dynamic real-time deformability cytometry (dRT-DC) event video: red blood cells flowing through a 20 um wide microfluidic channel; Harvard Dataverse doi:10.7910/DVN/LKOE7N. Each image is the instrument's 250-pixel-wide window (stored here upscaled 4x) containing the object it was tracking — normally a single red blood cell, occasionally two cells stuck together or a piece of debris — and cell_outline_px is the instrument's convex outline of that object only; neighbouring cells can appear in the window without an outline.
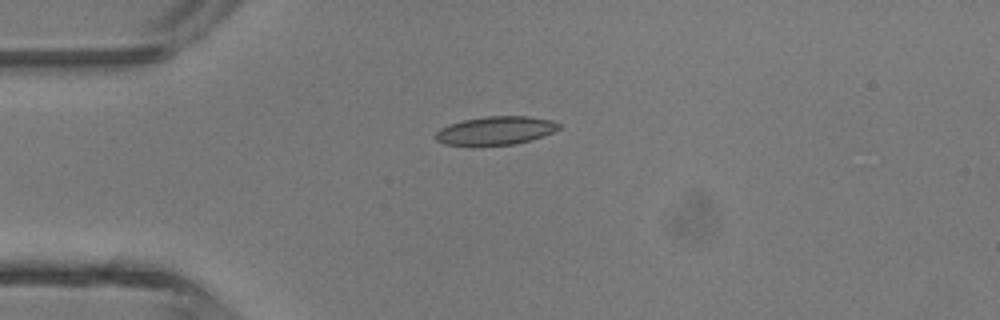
{"species": "common noctule bat (a hibernating species)", "species_latin": "Nyctalus noctula", "temperature_condition": "room temperature", "stored_images_in_passage": 30, "camera_frame_rate_fps": 3000, "um_per_image_px": 0.085, "animal": {"sex": "male", "body_mass_g": 13.3}, "frame": {"image": 1, "passage_image": 1, "time_ms": 0.0, "image_size_px": [1000, 320], "cell_outline_px": [[560, 128], [552, 132], [528, 140], [512, 144], [480, 148], [472, 148], [444, 144], [436, 140], [436, 132], [440, 128], [448, 124], [464, 120], [488, 116], [528, 116], [552, 120], [560, 124]], "centroid_in_image_um": [42.04, 11.14], "position_along_channel_um": 43.0, "area_um2": 20.92}}
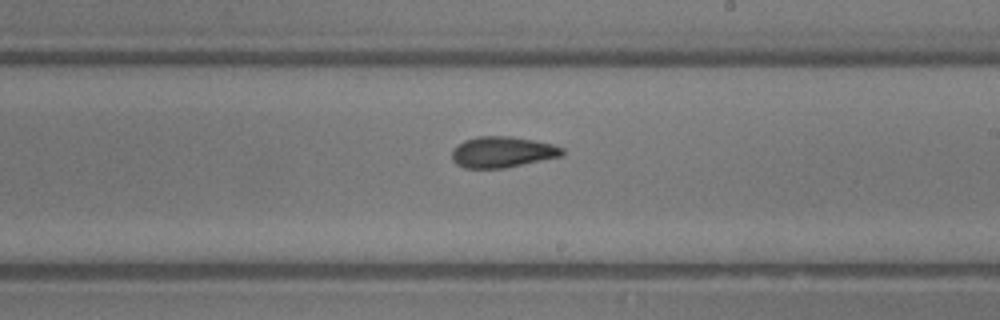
{"frame": {"image": 2, "passage_image": 16, "time_ms": 5.0, "image_size_px": [1000, 320], "cell_outline_px": [[564, 156], [504, 168], [464, 168], [456, 164], [452, 160], [452, 148], [464, 140], [476, 136], [512, 136], [552, 144], [564, 148]], "centroid_in_image_um": [42.69, 12.92], "position_along_channel_um": 246.3, "area_um2": 20.11}}
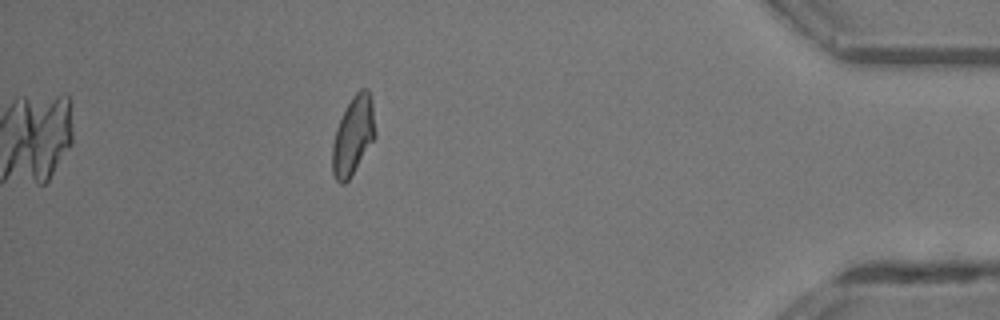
{"frame": {"image": 3, "passage_image": 30, "time_ms": 9.667, "image_size_px": [1000, 320], "cell_outline_px": [[376, 136], [348, 180], [344, 184], [340, 184], [336, 180], [332, 172], [332, 144], [340, 120], [352, 96], [360, 88], [368, 88], [372, 100], [376, 132]], "centroid_in_image_um": [30.03, 11.51], "position_along_channel_um": 405.2, "area_um2": 19.42}, "authors_computed_cell_mechanics": {"area_um2": 20.0855, "velocity_mm_per_s": 4.4912, "shape_relaxation_time_tau1_ms": 6.1302, "shape_relaxation_time_tau2_ms": 1.8544, "deformation_change_tau1": 0.1479, "deformation_change_tau2": 0.0694}}